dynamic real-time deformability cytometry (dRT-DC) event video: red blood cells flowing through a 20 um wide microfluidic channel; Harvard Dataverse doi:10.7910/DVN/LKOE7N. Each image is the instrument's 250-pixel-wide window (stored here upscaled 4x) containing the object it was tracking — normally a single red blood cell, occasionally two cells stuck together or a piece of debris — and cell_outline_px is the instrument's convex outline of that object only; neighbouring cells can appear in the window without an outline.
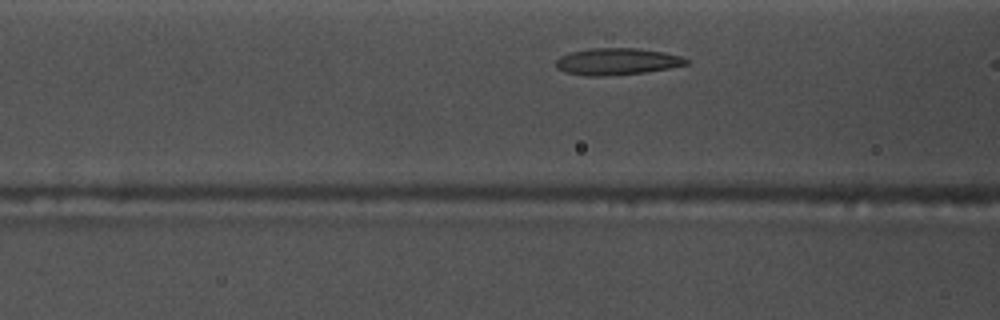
{"species": "common noctule bat (a hibernating species)", "species_latin": "Nyctalus noctula", "temperature_condition": "warm", "stored_images_in_passage": 7, "camera_frame_rate_fps": 3000, "um_per_image_px": 0.085, "animal": {"sex": "male", "body_mass_g": 17.5, "forearm_length_mm": 52.3}, "frame": {"image": 1, "passage_image": 5, "time_ms": 1.333, "image_size_px": [1000, 320], "cell_outline_px": [[688, 64], [668, 68], [644, 72], [608, 76], [588, 76], [564, 72], [556, 68], [556, 60], [560, 56], [572, 52], [588, 48], [636, 48], [664, 52], [680, 56], [688, 60]], "centroid_in_image_um": [52.4, 5.23], "position_along_channel_um": 114.2, "area_um2": 20.29}}